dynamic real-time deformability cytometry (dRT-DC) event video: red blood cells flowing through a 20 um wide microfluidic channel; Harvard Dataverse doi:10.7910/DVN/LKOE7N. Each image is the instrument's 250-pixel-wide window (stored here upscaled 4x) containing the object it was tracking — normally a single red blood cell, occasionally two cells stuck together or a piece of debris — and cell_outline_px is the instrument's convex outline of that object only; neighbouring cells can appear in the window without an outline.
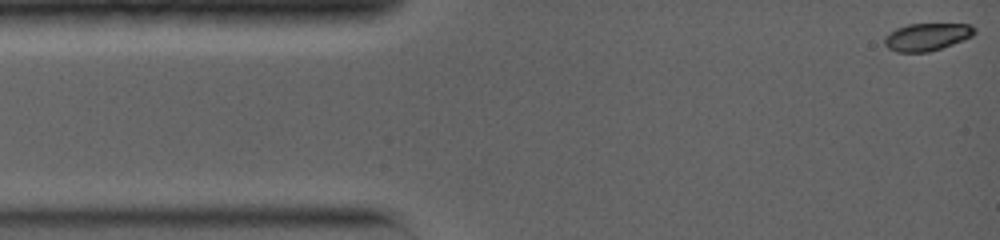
{"species": "common noctule bat (a hibernating species)", "species_latin": "Nyctalus noctula", "temperature_condition": "warm", "stored_images_in_passage": 32, "camera_frame_rate_fps": 5000, "um_per_image_px": 0.085, "animal": {"sex": "female", "body_mass_g": 19.0, "forearm_length_mm": 56.7}, "frame": {"image": 1, "passage_image": 1, "time_ms": 0.0, "image_size_px": [1000, 240], "cell_outline_px": [[976, 32], [972, 36], [952, 44], [928, 52], [896, 52], [888, 48], [884, 44], [884, 36], [896, 28], [908, 24], [972, 24], [976, 28]], "centroid_in_image_um": [78.77, 3.13], "position_along_channel_um": 6.2, "area_um2": 14.45}}
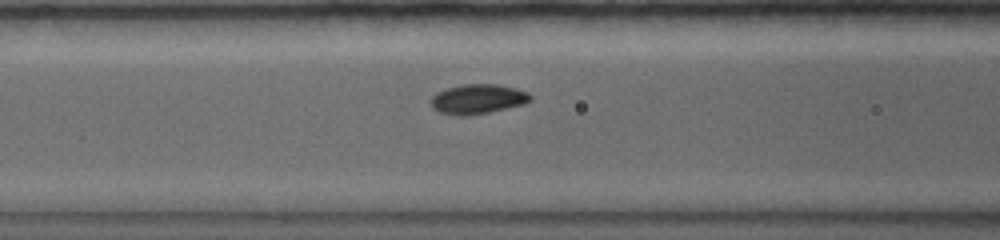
{"frame": {"image": 2, "passage_image": 23, "time_ms": 5.0, "image_size_px": [1000, 240], "cell_outline_px": [[532, 100], [524, 104], [488, 112], [468, 116], [456, 116], [440, 112], [432, 108], [432, 96], [436, 92], [460, 84], [496, 84], [516, 88], [528, 92], [532, 96]], "centroid_in_image_um": [40.62, 8.42], "position_along_channel_um": 126.0, "area_um2": 17.28}}
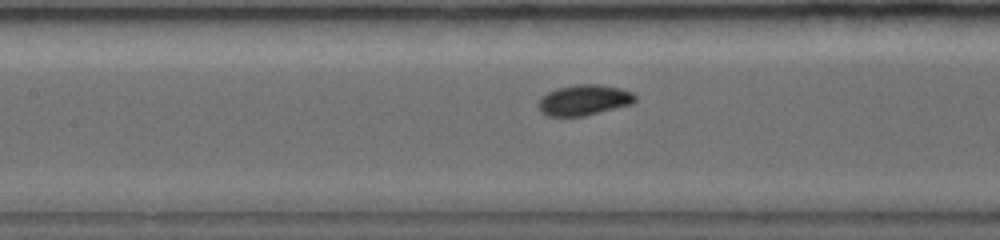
{"frame": {"image": 3, "passage_image": 28, "time_ms": 5.8, "image_size_px": [1000, 240], "cell_outline_px": [[636, 100], [632, 104], [584, 116], [548, 116], [540, 112], [536, 104], [540, 96], [556, 88], [576, 84], [600, 84], [620, 88], [632, 92], [636, 96]], "centroid_in_image_um": [49.6, 8.5], "position_along_channel_um": 157.8, "area_um2": 17.51}}